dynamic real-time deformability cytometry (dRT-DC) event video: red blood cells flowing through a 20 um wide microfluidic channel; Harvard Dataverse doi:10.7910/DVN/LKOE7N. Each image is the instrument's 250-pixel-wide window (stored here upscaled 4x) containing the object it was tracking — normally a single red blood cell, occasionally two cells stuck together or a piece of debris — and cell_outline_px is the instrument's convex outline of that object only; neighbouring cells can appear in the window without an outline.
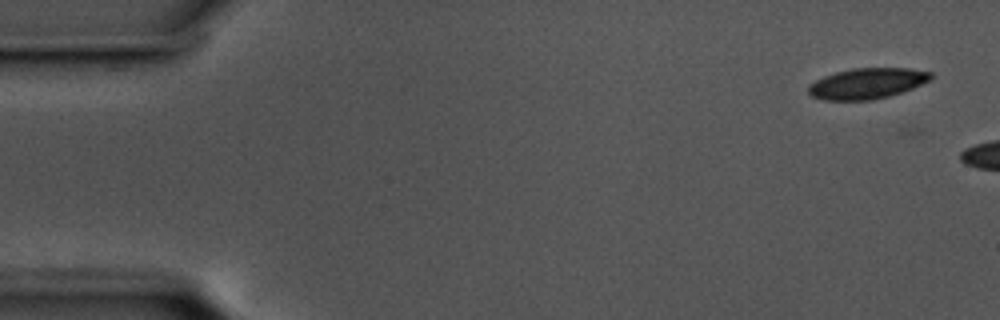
{"species": "common noctule bat (a hibernating species)", "species_latin": "Nyctalus noctula", "temperature_condition": "cold", "stored_images_in_passage": 8, "camera_frame_rate_fps": 3000, "um_per_image_px": 0.085, "animal": {"sex": "male", "body_mass_g": 17.5, "forearm_length_mm": 52.3}, "frame": {"image": 1, "passage_image": 3, "time_ms": 0.667, "image_size_px": [1000, 320], "cell_outline_px": [[932, 80], [912, 88], [888, 96], [872, 100], [824, 100], [812, 96], [808, 92], [808, 84], [824, 76], [836, 72], [852, 68], [908, 68], [932, 72]], "centroid_in_image_um": [73.7, 7.09], "position_along_channel_um": 11.3, "area_um2": 21.91}}